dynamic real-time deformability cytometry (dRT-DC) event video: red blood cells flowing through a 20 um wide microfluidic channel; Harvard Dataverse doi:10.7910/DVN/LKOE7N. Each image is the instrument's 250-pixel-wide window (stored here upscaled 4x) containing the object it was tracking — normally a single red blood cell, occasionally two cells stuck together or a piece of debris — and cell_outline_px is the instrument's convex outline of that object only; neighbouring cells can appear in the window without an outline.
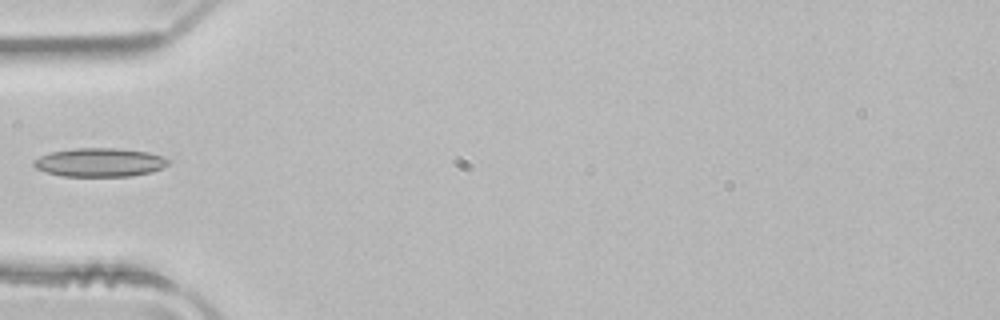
{"species": "common noctule bat (a hibernating species)", "species_latin": "Nyctalus noctula", "temperature_condition": "room temperature", "stored_images_in_passage": 32, "camera_frame_rate_fps": 3000, "um_per_image_px": 0.085, "animal": {"sex": "male", "body_mass_g": 21.5, "forearm_length_mm": 52.0}, "frame": {"image": 1, "passage_image": 1, "time_ms": 0.0, "image_size_px": [1000, 320], "cell_outline_px": [[172, 160], [168, 164], [152, 172], [132, 176], [60, 176], [36, 168], [32, 164], [32, 160], [40, 156], [52, 152], [72, 148], [120, 148], [148, 152], [164, 156]], "centroid_in_image_um": [8.5, 13.79], "position_along_channel_um": 76.5, "area_um2": 22.66}}